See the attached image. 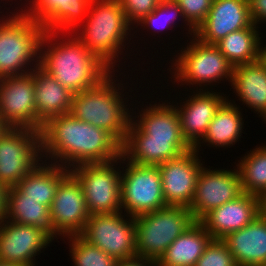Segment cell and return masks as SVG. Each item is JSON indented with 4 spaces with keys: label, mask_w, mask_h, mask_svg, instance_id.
Returning a JSON list of instances; mask_svg holds the SVG:
<instances>
[{
    "label": "cell",
    "mask_w": 266,
    "mask_h": 266,
    "mask_svg": "<svg viewBox=\"0 0 266 266\" xmlns=\"http://www.w3.org/2000/svg\"><path fill=\"white\" fill-rule=\"evenodd\" d=\"M234 170H211L202 167L197 178L194 199L189 207L195 221H200L211 210L243 193L238 170Z\"/></svg>",
    "instance_id": "15"
},
{
    "label": "cell",
    "mask_w": 266,
    "mask_h": 266,
    "mask_svg": "<svg viewBox=\"0 0 266 266\" xmlns=\"http://www.w3.org/2000/svg\"><path fill=\"white\" fill-rule=\"evenodd\" d=\"M198 155L192 148L158 166L167 205L190 207L195 195L197 178L203 167Z\"/></svg>",
    "instance_id": "16"
},
{
    "label": "cell",
    "mask_w": 266,
    "mask_h": 266,
    "mask_svg": "<svg viewBox=\"0 0 266 266\" xmlns=\"http://www.w3.org/2000/svg\"><path fill=\"white\" fill-rule=\"evenodd\" d=\"M85 21V25L80 24L73 34L75 33L85 48L113 72V64L119 57L121 47H125L124 42L132 29L120 1L92 0Z\"/></svg>",
    "instance_id": "4"
},
{
    "label": "cell",
    "mask_w": 266,
    "mask_h": 266,
    "mask_svg": "<svg viewBox=\"0 0 266 266\" xmlns=\"http://www.w3.org/2000/svg\"><path fill=\"white\" fill-rule=\"evenodd\" d=\"M211 239L204 226L195 221L172 242L156 266H195Z\"/></svg>",
    "instance_id": "25"
},
{
    "label": "cell",
    "mask_w": 266,
    "mask_h": 266,
    "mask_svg": "<svg viewBox=\"0 0 266 266\" xmlns=\"http://www.w3.org/2000/svg\"><path fill=\"white\" fill-rule=\"evenodd\" d=\"M0 266H21V265L10 263V262L0 261Z\"/></svg>",
    "instance_id": "40"
},
{
    "label": "cell",
    "mask_w": 266,
    "mask_h": 266,
    "mask_svg": "<svg viewBox=\"0 0 266 266\" xmlns=\"http://www.w3.org/2000/svg\"><path fill=\"white\" fill-rule=\"evenodd\" d=\"M124 161L126 159L121 155L120 158L111 162L82 164L69 170L82 187L89 214L123 211L121 205L122 172L115 168V163L126 164Z\"/></svg>",
    "instance_id": "8"
},
{
    "label": "cell",
    "mask_w": 266,
    "mask_h": 266,
    "mask_svg": "<svg viewBox=\"0 0 266 266\" xmlns=\"http://www.w3.org/2000/svg\"><path fill=\"white\" fill-rule=\"evenodd\" d=\"M258 215L266 222V194L258 197Z\"/></svg>",
    "instance_id": "39"
},
{
    "label": "cell",
    "mask_w": 266,
    "mask_h": 266,
    "mask_svg": "<svg viewBox=\"0 0 266 266\" xmlns=\"http://www.w3.org/2000/svg\"><path fill=\"white\" fill-rule=\"evenodd\" d=\"M49 210L53 238L57 235H80L83 232L90 214L82 187L71 173L60 182Z\"/></svg>",
    "instance_id": "14"
},
{
    "label": "cell",
    "mask_w": 266,
    "mask_h": 266,
    "mask_svg": "<svg viewBox=\"0 0 266 266\" xmlns=\"http://www.w3.org/2000/svg\"><path fill=\"white\" fill-rule=\"evenodd\" d=\"M257 29L258 26L252 24L248 28L231 32L215 46L234 67L256 62L262 53L261 37Z\"/></svg>",
    "instance_id": "28"
},
{
    "label": "cell",
    "mask_w": 266,
    "mask_h": 266,
    "mask_svg": "<svg viewBox=\"0 0 266 266\" xmlns=\"http://www.w3.org/2000/svg\"><path fill=\"white\" fill-rule=\"evenodd\" d=\"M117 266H156V263L151 259L134 256L128 259L119 260Z\"/></svg>",
    "instance_id": "37"
},
{
    "label": "cell",
    "mask_w": 266,
    "mask_h": 266,
    "mask_svg": "<svg viewBox=\"0 0 266 266\" xmlns=\"http://www.w3.org/2000/svg\"><path fill=\"white\" fill-rule=\"evenodd\" d=\"M237 266H266V222L258 215L244 228L222 239Z\"/></svg>",
    "instance_id": "23"
},
{
    "label": "cell",
    "mask_w": 266,
    "mask_h": 266,
    "mask_svg": "<svg viewBox=\"0 0 266 266\" xmlns=\"http://www.w3.org/2000/svg\"><path fill=\"white\" fill-rule=\"evenodd\" d=\"M178 16L184 18L179 5L174 0H162L157 8L142 19L138 25L140 24L142 27V24H144V27L154 28V31H156L162 27L169 28L168 26H171L170 24L174 23V19Z\"/></svg>",
    "instance_id": "32"
},
{
    "label": "cell",
    "mask_w": 266,
    "mask_h": 266,
    "mask_svg": "<svg viewBox=\"0 0 266 266\" xmlns=\"http://www.w3.org/2000/svg\"><path fill=\"white\" fill-rule=\"evenodd\" d=\"M248 5L253 24L266 22V0H248Z\"/></svg>",
    "instance_id": "36"
},
{
    "label": "cell",
    "mask_w": 266,
    "mask_h": 266,
    "mask_svg": "<svg viewBox=\"0 0 266 266\" xmlns=\"http://www.w3.org/2000/svg\"><path fill=\"white\" fill-rule=\"evenodd\" d=\"M40 132L42 157L49 155L56 160L53 163L69 170L82 164L111 162L121 156V144L110 133L71 113L50 118Z\"/></svg>",
    "instance_id": "1"
},
{
    "label": "cell",
    "mask_w": 266,
    "mask_h": 266,
    "mask_svg": "<svg viewBox=\"0 0 266 266\" xmlns=\"http://www.w3.org/2000/svg\"><path fill=\"white\" fill-rule=\"evenodd\" d=\"M58 34L53 31L44 32L40 41L38 66L62 86L72 93H79L96 87L112 72L85 48L75 34L70 33L71 37L64 39L67 35L64 33L63 36L62 33V42L58 41ZM46 45L48 48L43 51Z\"/></svg>",
    "instance_id": "3"
},
{
    "label": "cell",
    "mask_w": 266,
    "mask_h": 266,
    "mask_svg": "<svg viewBox=\"0 0 266 266\" xmlns=\"http://www.w3.org/2000/svg\"><path fill=\"white\" fill-rule=\"evenodd\" d=\"M239 109L231 100H226L210 122L202 142L215 147H228L236 143L244 123Z\"/></svg>",
    "instance_id": "29"
},
{
    "label": "cell",
    "mask_w": 266,
    "mask_h": 266,
    "mask_svg": "<svg viewBox=\"0 0 266 266\" xmlns=\"http://www.w3.org/2000/svg\"><path fill=\"white\" fill-rule=\"evenodd\" d=\"M53 240L54 238L40 227L5 219L0 223V261L35 266L37 253H41Z\"/></svg>",
    "instance_id": "17"
},
{
    "label": "cell",
    "mask_w": 266,
    "mask_h": 266,
    "mask_svg": "<svg viewBox=\"0 0 266 266\" xmlns=\"http://www.w3.org/2000/svg\"><path fill=\"white\" fill-rule=\"evenodd\" d=\"M196 94L189 96L185 104L176 107L181 132L186 142L197 152L201 147V140L206 134L208 126L221 105L227 100L220 92L200 89ZM202 90V91H201ZM183 106V107H182ZM200 145V146H199Z\"/></svg>",
    "instance_id": "20"
},
{
    "label": "cell",
    "mask_w": 266,
    "mask_h": 266,
    "mask_svg": "<svg viewBox=\"0 0 266 266\" xmlns=\"http://www.w3.org/2000/svg\"><path fill=\"white\" fill-rule=\"evenodd\" d=\"M261 58L266 62V46H262Z\"/></svg>",
    "instance_id": "41"
},
{
    "label": "cell",
    "mask_w": 266,
    "mask_h": 266,
    "mask_svg": "<svg viewBox=\"0 0 266 266\" xmlns=\"http://www.w3.org/2000/svg\"><path fill=\"white\" fill-rule=\"evenodd\" d=\"M253 24L248 0H213L205 21L196 29L195 37L215 45L231 32Z\"/></svg>",
    "instance_id": "18"
},
{
    "label": "cell",
    "mask_w": 266,
    "mask_h": 266,
    "mask_svg": "<svg viewBox=\"0 0 266 266\" xmlns=\"http://www.w3.org/2000/svg\"><path fill=\"white\" fill-rule=\"evenodd\" d=\"M7 126L0 120V135L5 131Z\"/></svg>",
    "instance_id": "42"
},
{
    "label": "cell",
    "mask_w": 266,
    "mask_h": 266,
    "mask_svg": "<svg viewBox=\"0 0 266 266\" xmlns=\"http://www.w3.org/2000/svg\"><path fill=\"white\" fill-rule=\"evenodd\" d=\"M129 24L139 23L153 12L162 0H119Z\"/></svg>",
    "instance_id": "35"
},
{
    "label": "cell",
    "mask_w": 266,
    "mask_h": 266,
    "mask_svg": "<svg viewBox=\"0 0 266 266\" xmlns=\"http://www.w3.org/2000/svg\"><path fill=\"white\" fill-rule=\"evenodd\" d=\"M74 266H117L118 260L90 244L80 235L68 237ZM72 242V243H71Z\"/></svg>",
    "instance_id": "31"
},
{
    "label": "cell",
    "mask_w": 266,
    "mask_h": 266,
    "mask_svg": "<svg viewBox=\"0 0 266 266\" xmlns=\"http://www.w3.org/2000/svg\"><path fill=\"white\" fill-rule=\"evenodd\" d=\"M34 68L23 75L0 78V120L13 128L37 130Z\"/></svg>",
    "instance_id": "13"
},
{
    "label": "cell",
    "mask_w": 266,
    "mask_h": 266,
    "mask_svg": "<svg viewBox=\"0 0 266 266\" xmlns=\"http://www.w3.org/2000/svg\"><path fill=\"white\" fill-rule=\"evenodd\" d=\"M195 266H237L222 239H211Z\"/></svg>",
    "instance_id": "33"
},
{
    "label": "cell",
    "mask_w": 266,
    "mask_h": 266,
    "mask_svg": "<svg viewBox=\"0 0 266 266\" xmlns=\"http://www.w3.org/2000/svg\"><path fill=\"white\" fill-rule=\"evenodd\" d=\"M191 42L178 53L175 59L174 78L182 85L202 84L207 87L212 82L221 80L232 81L234 66L227 60L221 51L215 46L201 42L192 36ZM191 43V44H190ZM207 84V85H206Z\"/></svg>",
    "instance_id": "9"
},
{
    "label": "cell",
    "mask_w": 266,
    "mask_h": 266,
    "mask_svg": "<svg viewBox=\"0 0 266 266\" xmlns=\"http://www.w3.org/2000/svg\"><path fill=\"white\" fill-rule=\"evenodd\" d=\"M41 132L7 127L0 135V183L16 186L36 165L41 155Z\"/></svg>",
    "instance_id": "10"
},
{
    "label": "cell",
    "mask_w": 266,
    "mask_h": 266,
    "mask_svg": "<svg viewBox=\"0 0 266 266\" xmlns=\"http://www.w3.org/2000/svg\"><path fill=\"white\" fill-rule=\"evenodd\" d=\"M258 216V197L242 193L236 199L211 210L199 222L212 239H223L240 230Z\"/></svg>",
    "instance_id": "21"
},
{
    "label": "cell",
    "mask_w": 266,
    "mask_h": 266,
    "mask_svg": "<svg viewBox=\"0 0 266 266\" xmlns=\"http://www.w3.org/2000/svg\"><path fill=\"white\" fill-rule=\"evenodd\" d=\"M123 217L122 212L90 214L80 236L118 261L137 256L135 217Z\"/></svg>",
    "instance_id": "12"
},
{
    "label": "cell",
    "mask_w": 266,
    "mask_h": 266,
    "mask_svg": "<svg viewBox=\"0 0 266 266\" xmlns=\"http://www.w3.org/2000/svg\"><path fill=\"white\" fill-rule=\"evenodd\" d=\"M36 64V65H35ZM34 64L35 110L37 130L52 117L70 113L73 94L62 86L54 77Z\"/></svg>",
    "instance_id": "22"
},
{
    "label": "cell",
    "mask_w": 266,
    "mask_h": 266,
    "mask_svg": "<svg viewBox=\"0 0 266 266\" xmlns=\"http://www.w3.org/2000/svg\"><path fill=\"white\" fill-rule=\"evenodd\" d=\"M195 222L191 211L183 206H170L135 217L137 256L155 263L166 249Z\"/></svg>",
    "instance_id": "7"
},
{
    "label": "cell",
    "mask_w": 266,
    "mask_h": 266,
    "mask_svg": "<svg viewBox=\"0 0 266 266\" xmlns=\"http://www.w3.org/2000/svg\"><path fill=\"white\" fill-rule=\"evenodd\" d=\"M111 74L96 87L74 93L70 113L80 121L106 130L122 145L132 116L123 101L124 94L119 91L121 83L116 84Z\"/></svg>",
    "instance_id": "5"
},
{
    "label": "cell",
    "mask_w": 266,
    "mask_h": 266,
    "mask_svg": "<svg viewBox=\"0 0 266 266\" xmlns=\"http://www.w3.org/2000/svg\"><path fill=\"white\" fill-rule=\"evenodd\" d=\"M12 15L0 21V78L31 72L33 68L23 69L31 61L39 64L44 28L22 11Z\"/></svg>",
    "instance_id": "6"
},
{
    "label": "cell",
    "mask_w": 266,
    "mask_h": 266,
    "mask_svg": "<svg viewBox=\"0 0 266 266\" xmlns=\"http://www.w3.org/2000/svg\"><path fill=\"white\" fill-rule=\"evenodd\" d=\"M150 106L141 110L140 119L131 118L121 155L131 163L159 166L192 147L181 132L176 105L154 103Z\"/></svg>",
    "instance_id": "2"
},
{
    "label": "cell",
    "mask_w": 266,
    "mask_h": 266,
    "mask_svg": "<svg viewBox=\"0 0 266 266\" xmlns=\"http://www.w3.org/2000/svg\"><path fill=\"white\" fill-rule=\"evenodd\" d=\"M182 10L184 21L195 36L196 29L205 21L213 0H174ZM193 34H191V33Z\"/></svg>",
    "instance_id": "34"
},
{
    "label": "cell",
    "mask_w": 266,
    "mask_h": 266,
    "mask_svg": "<svg viewBox=\"0 0 266 266\" xmlns=\"http://www.w3.org/2000/svg\"><path fill=\"white\" fill-rule=\"evenodd\" d=\"M46 163V160L45 164L38 163L16 187L24 194V199L39 200L50 209L60 182L70 171L58 164Z\"/></svg>",
    "instance_id": "26"
},
{
    "label": "cell",
    "mask_w": 266,
    "mask_h": 266,
    "mask_svg": "<svg viewBox=\"0 0 266 266\" xmlns=\"http://www.w3.org/2000/svg\"><path fill=\"white\" fill-rule=\"evenodd\" d=\"M6 191L7 188L0 183V223L5 220L6 216Z\"/></svg>",
    "instance_id": "38"
},
{
    "label": "cell",
    "mask_w": 266,
    "mask_h": 266,
    "mask_svg": "<svg viewBox=\"0 0 266 266\" xmlns=\"http://www.w3.org/2000/svg\"><path fill=\"white\" fill-rule=\"evenodd\" d=\"M236 166L244 193L256 197L266 194V145L250 150Z\"/></svg>",
    "instance_id": "30"
},
{
    "label": "cell",
    "mask_w": 266,
    "mask_h": 266,
    "mask_svg": "<svg viewBox=\"0 0 266 266\" xmlns=\"http://www.w3.org/2000/svg\"><path fill=\"white\" fill-rule=\"evenodd\" d=\"M12 222L32 225L46 230L51 235L50 210L39 200L24 199V194L16 187L6 191V216Z\"/></svg>",
    "instance_id": "27"
},
{
    "label": "cell",
    "mask_w": 266,
    "mask_h": 266,
    "mask_svg": "<svg viewBox=\"0 0 266 266\" xmlns=\"http://www.w3.org/2000/svg\"><path fill=\"white\" fill-rule=\"evenodd\" d=\"M231 83L239 100L266 120V62L260 58L256 62L235 66Z\"/></svg>",
    "instance_id": "24"
},
{
    "label": "cell",
    "mask_w": 266,
    "mask_h": 266,
    "mask_svg": "<svg viewBox=\"0 0 266 266\" xmlns=\"http://www.w3.org/2000/svg\"><path fill=\"white\" fill-rule=\"evenodd\" d=\"M92 0H32L30 9L22 12L34 22L41 24L44 31L59 34L73 33L83 24ZM71 31V32H70ZM61 32V33H60Z\"/></svg>",
    "instance_id": "19"
},
{
    "label": "cell",
    "mask_w": 266,
    "mask_h": 266,
    "mask_svg": "<svg viewBox=\"0 0 266 266\" xmlns=\"http://www.w3.org/2000/svg\"><path fill=\"white\" fill-rule=\"evenodd\" d=\"M121 174V205L127 217H138L167 206L158 166L127 162Z\"/></svg>",
    "instance_id": "11"
}]
</instances>
